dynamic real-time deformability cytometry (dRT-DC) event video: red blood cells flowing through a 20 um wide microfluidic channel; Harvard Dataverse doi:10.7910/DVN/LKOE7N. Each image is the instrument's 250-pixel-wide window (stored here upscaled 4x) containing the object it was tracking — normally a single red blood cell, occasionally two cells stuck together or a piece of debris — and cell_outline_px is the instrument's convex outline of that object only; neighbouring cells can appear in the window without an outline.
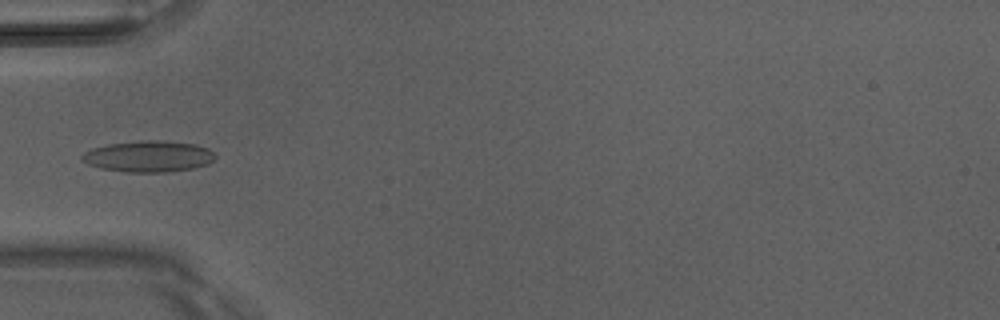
{"species": "Egyptian fruit bat (a non-hibernating species)", "species_latin": "Rousettus aegyptiacus", "temperature_condition": "room temperature", "stored_images_in_passage": 5, "camera_frame_rate_fps": 3000, "um_per_image_px": 0.085, "animal": {"sex": "male"}, "frame": {"image": 1, "passage_image": 5, "time_ms": 1.333, "image_size_px": [1000, 320], "cell_outline_px": [[216, 156], [208, 164], [192, 168], [168, 172], [124, 172], [100, 168], [88, 164], [80, 160], [80, 156], [84, 152], [92, 148], [108, 144], [144, 140], [160, 140], [196, 144], [208, 148]], "centroid_in_image_um": [12.59, 13.29], "position_along_channel_um": 72.4, "area_um2": 24.33}}